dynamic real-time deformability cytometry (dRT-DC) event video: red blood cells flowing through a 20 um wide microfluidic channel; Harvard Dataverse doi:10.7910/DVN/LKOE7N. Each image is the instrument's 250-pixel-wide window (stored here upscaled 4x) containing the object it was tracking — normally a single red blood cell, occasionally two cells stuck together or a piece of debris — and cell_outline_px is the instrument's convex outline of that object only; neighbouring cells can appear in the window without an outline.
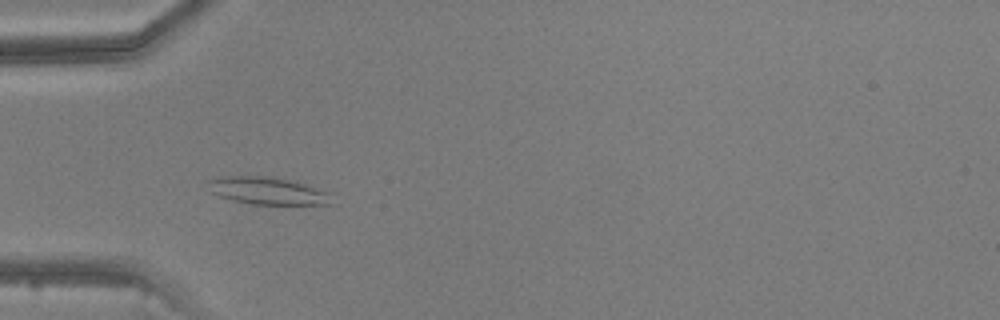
{"species": "common noctule bat (a hibernating species)", "species_latin": "Nyctalus noctula", "temperature_condition": "warm", "stored_images_in_passage": 7, "camera_frame_rate_fps": 3000, "um_per_image_px": 0.085, "animal": {"sex": "male", "body_mass_g": 20.5, "forearm_length_mm": 52.5}, "frame": {"image": 1, "passage_image": 5, "time_ms": 4.667, "image_size_px": [1000, 320], "cell_outline_px": [[332, 204], [252, 204], [232, 200], [220, 196], [212, 192], [208, 180], [224, 176], [264, 176], [296, 180], [308, 184], [328, 192]], "centroid_in_image_um": [22.78, 16.21], "position_along_channel_um": 62.2, "area_um2": 19.59}}
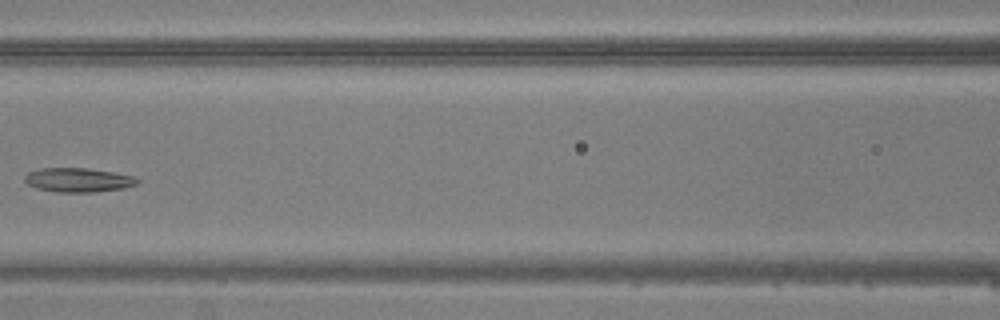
{"frame": {"image": 2, "passage_image": 7, "time_ms": 7.0, "image_size_px": [1000, 320], "cell_outline_px": [[140, 180], [136, 184], [124, 188], [96, 192], [56, 192], [36, 188], [28, 184], [24, 180], [24, 176], [28, 172], [40, 168], [88, 168], [112, 172], [132, 176]], "centroid_in_image_um": [6.62, 15.3], "position_along_channel_um": 160.0, "area_um2": 15.84}}